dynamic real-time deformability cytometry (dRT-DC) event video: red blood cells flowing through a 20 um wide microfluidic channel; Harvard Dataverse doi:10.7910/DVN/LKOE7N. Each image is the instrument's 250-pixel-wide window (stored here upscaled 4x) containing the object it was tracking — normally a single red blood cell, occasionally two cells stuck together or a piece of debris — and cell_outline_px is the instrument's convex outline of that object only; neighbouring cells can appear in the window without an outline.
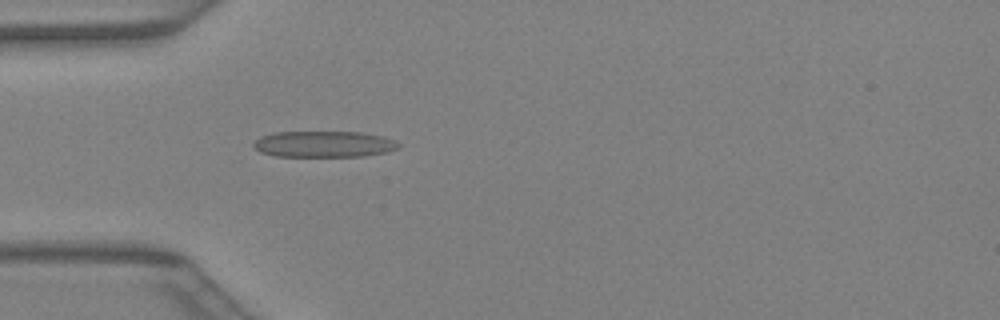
{"species": "Egyptian fruit bat (a non-hibernating species)", "species_latin": "Rousettus aegyptiacus", "temperature_condition": "warm", "stored_images_in_passage": 40, "camera_frame_rate_fps": 3000, "um_per_image_px": 0.085, "animal": {"sex": "female"}, "frame": {"image": 1, "passage_image": 12, "time_ms": 3.667, "image_size_px": [1000, 320], "cell_outline_px": [[400, 148], [384, 152], [360, 156], [276, 156], [260, 152], [252, 144], [260, 136], [272, 132], [360, 132], [380, 136], [392, 140], [400, 144]], "centroid_in_image_um": [27.48, 12.24], "position_along_channel_um": 57.5, "area_um2": 21.91}}
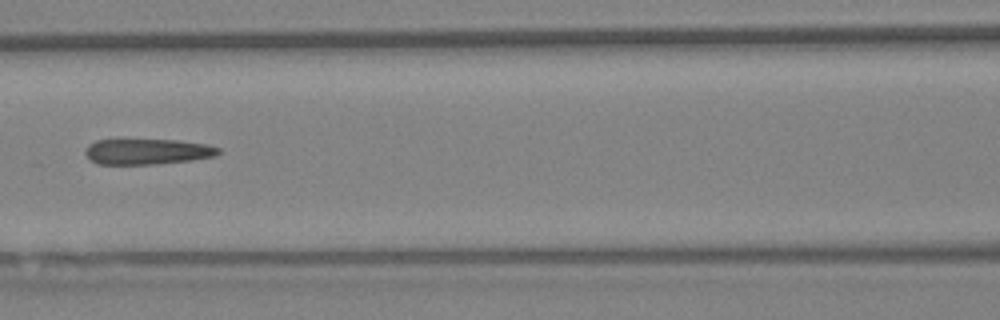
{"frame": {"image": 2, "passage_image": 18, "time_ms": 5.667, "image_size_px": [1000, 320], "cell_outline_px": [[220, 152], [216, 156], [192, 160], [156, 164], [100, 164], [92, 160], [84, 152], [88, 144], [96, 140], [176, 140], [208, 144], [220, 148]], "centroid_in_image_um": [12.56, 12.88], "position_along_channel_um": 154.0, "area_um2": 19.83}}
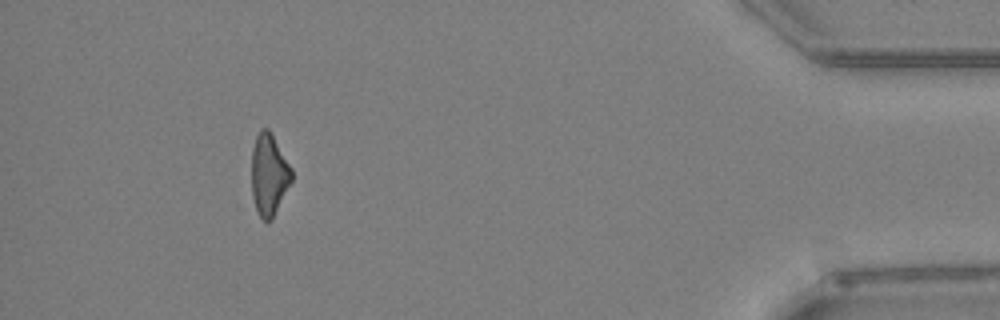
{"frame": {"image": 3, "passage_image": 37, "time_ms": 12.0, "image_size_px": [1000, 320], "cell_outline_px": [[292, 180], [272, 220], [264, 220], [260, 216], [256, 208], [252, 196], [252, 148], [256, 136], [260, 128], [268, 128], [292, 168]], "centroid_in_image_um": [22.86, 14.83], "position_along_channel_um": 412.3, "area_um2": 18.9}}